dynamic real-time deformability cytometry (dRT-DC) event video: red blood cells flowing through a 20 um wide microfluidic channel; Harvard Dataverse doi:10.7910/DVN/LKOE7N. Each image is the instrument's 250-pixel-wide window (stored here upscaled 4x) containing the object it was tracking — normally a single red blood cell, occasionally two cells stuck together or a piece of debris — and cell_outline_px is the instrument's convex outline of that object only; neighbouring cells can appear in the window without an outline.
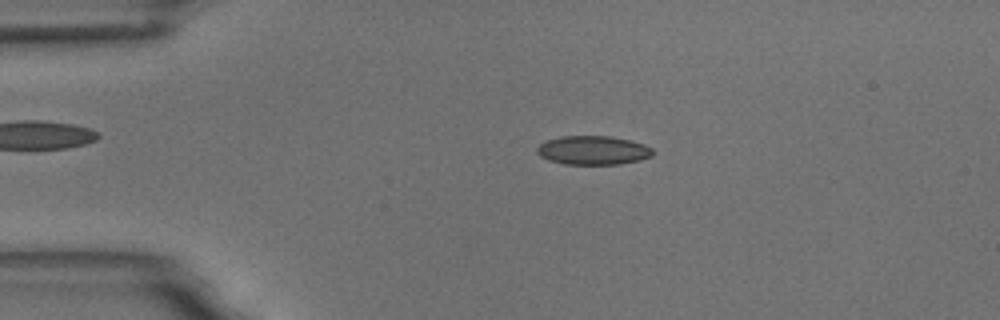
{"species": "common noctule bat (a hibernating species)", "species_latin": "Nyctalus noctula", "temperature_condition": "room temperature", "stored_images_in_passage": 51, "camera_frame_rate_fps": 3000, "um_per_image_px": 0.085, "animal": {"sex": "male", "body_mass_g": 18.8}, "frame": {"image": 1, "passage_image": 8, "time_ms": 2.333, "image_size_px": [1000, 320], "cell_outline_px": [[652, 156], [640, 160], [620, 164], [564, 164], [548, 160], [540, 156], [536, 152], [536, 148], [544, 140], [560, 136], [612, 136], [644, 144], [652, 148]], "centroid_in_image_um": [50.37, 12.77], "position_along_channel_um": 34.6, "area_um2": 19.59}}
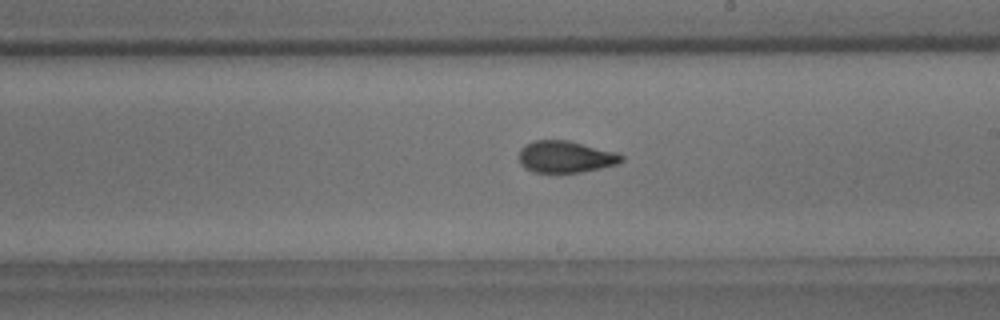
{"frame": {"image": 2, "passage_image": 28, "time_ms": 9.0, "image_size_px": [1000, 320], "cell_outline_px": [[624, 160], [616, 164], [600, 168], [580, 172], [532, 172], [524, 168], [520, 164], [520, 148], [524, 144], [536, 140], [568, 140], [616, 152], [624, 156]], "centroid_in_image_um": [48.05, 13.32], "position_along_channel_um": 240.9, "area_um2": 18.96}}
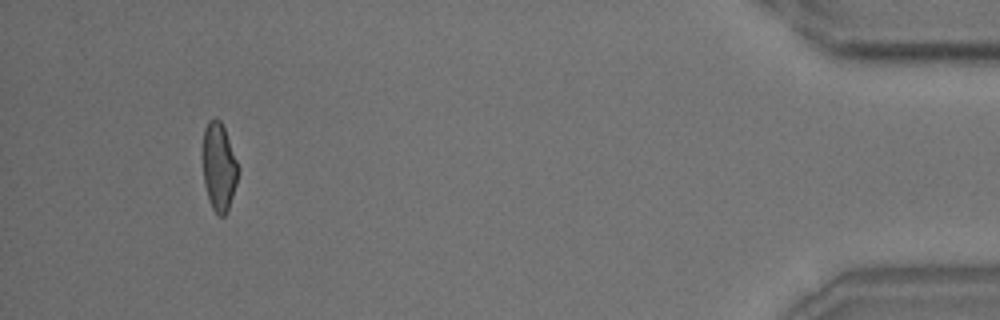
{"frame": {"image": 3, "passage_image": 48, "time_ms": 15.667, "image_size_px": [1000, 320], "cell_outline_px": [[240, 172], [228, 208], [224, 216], [220, 216], [212, 208], [204, 184], [204, 128], [208, 120], [216, 116], [220, 120], [224, 128], [240, 168]], "centroid_in_image_um": [18.63, 14.15], "position_along_channel_um": 416.6, "area_um2": 17.92}, "authors_computed_cell_mechanics": {"area_um2": 19.2474, "velocity_mm_per_s": 3.667, "shape_relaxation_time_tau1_ms": 6.136, "shape_relaxation_time_tau2_ms": 1.9012, "deformation_change_tau1": 0.1571, "deformation_change_tau2": 0.0671}}